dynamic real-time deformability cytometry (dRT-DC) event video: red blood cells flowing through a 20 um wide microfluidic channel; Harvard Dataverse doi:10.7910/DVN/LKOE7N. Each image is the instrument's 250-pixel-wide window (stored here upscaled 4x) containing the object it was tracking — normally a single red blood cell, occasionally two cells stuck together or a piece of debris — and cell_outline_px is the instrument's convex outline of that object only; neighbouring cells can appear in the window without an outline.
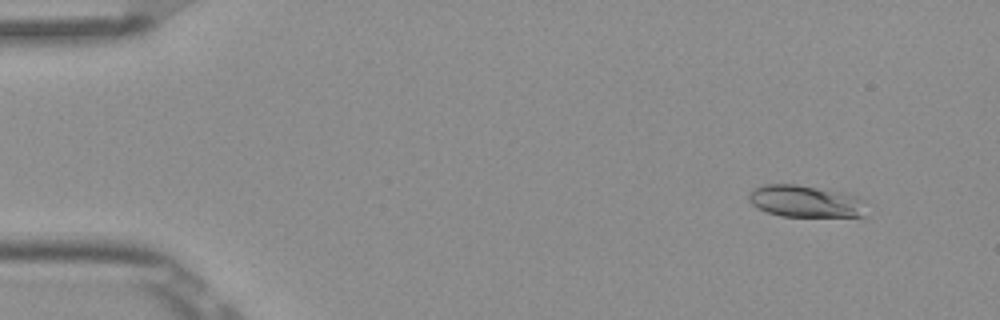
{"species": "Egyptian fruit bat (a non-hibernating species)", "species_latin": "Rousettus aegyptiacus", "temperature_condition": "room temperature", "stored_images_in_passage": 6, "camera_frame_rate_fps": 3000, "um_per_image_px": 0.085, "frame": {"image": 1, "passage_image": 2, "time_ms": 0.333, "image_size_px": [1000, 320], "cell_outline_px": [[864, 216], [780, 216], [756, 208], [748, 200], [748, 192], [752, 188], [764, 184], [796, 184], [844, 192], [856, 196], [864, 200]], "centroid_in_image_um": [68.4, 17.09], "position_along_channel_um": 16.6, "area_um2": 22.02}}
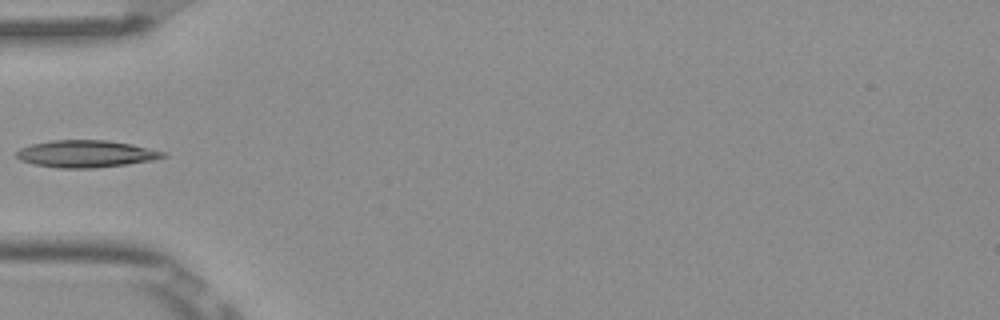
{"frame": {"image": 2, "passage_image": 5, "time_ms": 1.333, "image_size_px": [1000, 320], "cell_outline_px": [[168, 156], [152, 160], [128, 164], [96, 168], [56, 168], [32, 164], [20, 160], [16, 156], [16, 152], [20, 148], [32, 144], [52, 140], [108, 140], [132, 144], [168, 152]], "centroid_in_image_um": [7.33, 13.08], "position_along_channel_um": 77.7, "area_um2": 23.41}}
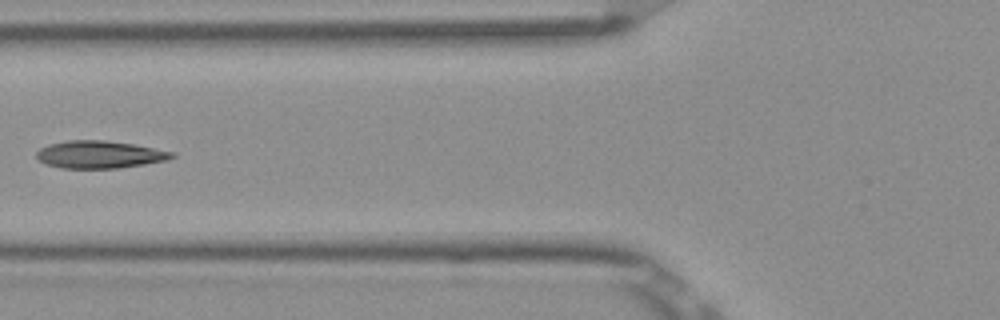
{"frame": {"image": 3, "passage_image": 6, "time_ms": 1.667, "image_size_px": [1000, 320], "cell_outline_px": [[176, 156], [168, 160], [144, 164], [116, 168], [64, 168], [44, 164], [36, 156], [36, 152], [40, 148], [48, 144], [68, 140], [104, 140], [132, 144], [176, 152]], "centroid_in_image_um": [8.47, 13.13], "position_along_channel_um": 117.3, "area_um2": 21.68}}